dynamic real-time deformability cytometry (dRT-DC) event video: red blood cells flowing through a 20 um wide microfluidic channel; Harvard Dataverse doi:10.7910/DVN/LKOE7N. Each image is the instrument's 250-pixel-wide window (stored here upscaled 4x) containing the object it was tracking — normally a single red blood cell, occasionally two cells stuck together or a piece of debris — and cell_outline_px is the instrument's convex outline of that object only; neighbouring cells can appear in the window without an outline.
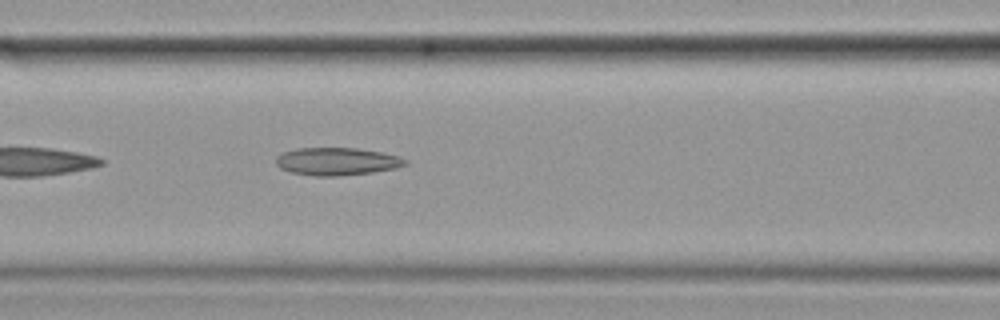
{"species": "common noctule bat (a hibernating species)", "species_latin": "Nyctalus noctula", "temperature_condition": "cold", "stored_images_in_passage": 42, "camera_frame_rate_fps": 3000, "um_per_image_px": 0.085, "animal": {"sex": "female", "body_mass_g": 19.9}, "frame": {"image": 1, "passage_image": 9, "time_ms": 2.667, "image_size_px": [1000, 320], "cell_outline_px": [[408, 164], [396, 168], [372, 172], [336, 176], [316, 176], [292, 172], [280, 168], [276, 164], [276, 156], [284, 152], [296, 148], [356, 148], [380, 152], [396, 156], [408, 160]], "centroid_in_image_um": [28.62, 13.72], "position_along_channel_um": 138.0, "area_um2": 20.69}}
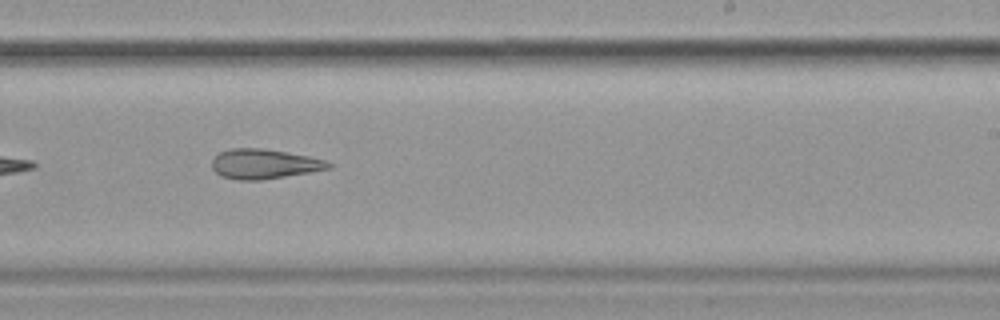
{"frame": {"image": 2, "passage_image": 20, "time_ms": 6.333, "image_size_px": [1000, 320], "cell_outline_px": [[332, 168], [260, 180], [236, 180], [220, 176], [212, 168], [212, 160], [220, 152], [228, 148], [264, 148], [288, 152], [328, 160], [332, 164]], "centroid_in_image_um": [22.45, 13.93], "position_along_channel_um": 266.6, "area_um2": 20.29}}
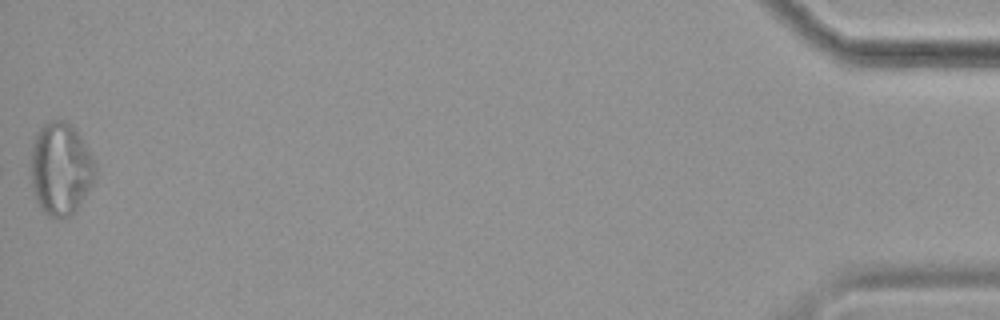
{"frame": {"image": 3, "passage_image": 42, "time_ms": 13.667, "image_size_px": [1000, 320], "cell_outline_px": [[96, 176], [92, 184], [76, 212], [60, 220], [48, 216], [40, 208], [36, 200], [32, 188], [28, 172], [32, 144], [36, 132], [48, 120], [64, 120], [76, 132], [96, 164]], "centroid_in_image_um": [5.1, 14.4], "position_along_channel_um": 430.1, "area_um2": 35.26}, "authors_computed_cell_mechanics": {"area_um2": 21.8484, "velocity_mm_per_s": 3.5215, "shape_relaxation_time_tau1_ms": null, "shape_relaxation_time_tau2_ms": 4.4111, "deformation_change_tau1": null, "deformation_change_tau2": 0.1402}}